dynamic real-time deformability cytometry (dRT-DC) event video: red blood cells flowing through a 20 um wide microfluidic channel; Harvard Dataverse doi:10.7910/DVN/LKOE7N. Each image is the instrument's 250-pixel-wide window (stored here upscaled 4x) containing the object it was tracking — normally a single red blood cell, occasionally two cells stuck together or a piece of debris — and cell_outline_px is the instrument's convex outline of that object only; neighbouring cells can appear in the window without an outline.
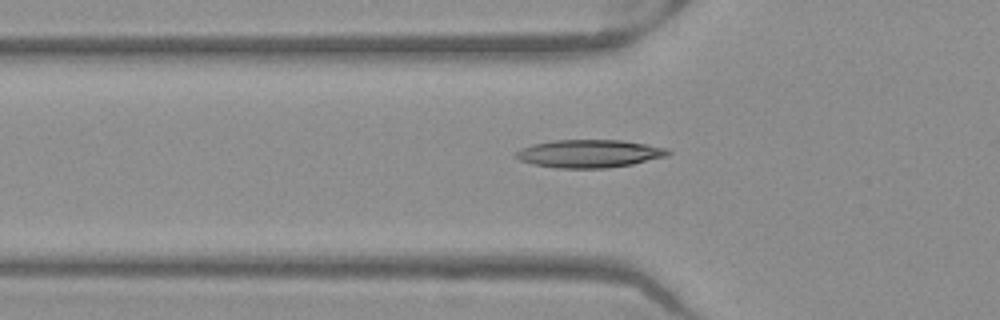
{"species": "Egyptian fruit bat (a non-hibernating species)", "species_latin": "Rousettus aegyptiacus", "temperature_condition": "warm", "stored_images_in_passage": 38, "camera_frame_rate_fps": 3000, "um_per_image_px": 0.085, "frame": {"image": 1, "passage_image": 10, "time_ms": 3.0, "image_size_px": [1000, 320], "cell_outline_px": [[672, 152], [668, 156], [632, 164], [608, 168], [556, 168], [532, 164], [520, 160], [516, 156], [516, 152], [520, 148], [532, 144], [556, 140], [620, 140], [648, 144], [668, 148]], "centroid_in_image_um": [50.12, 13.06], "position_along_channel_um": 75.7, "area_um2": 24.85}}
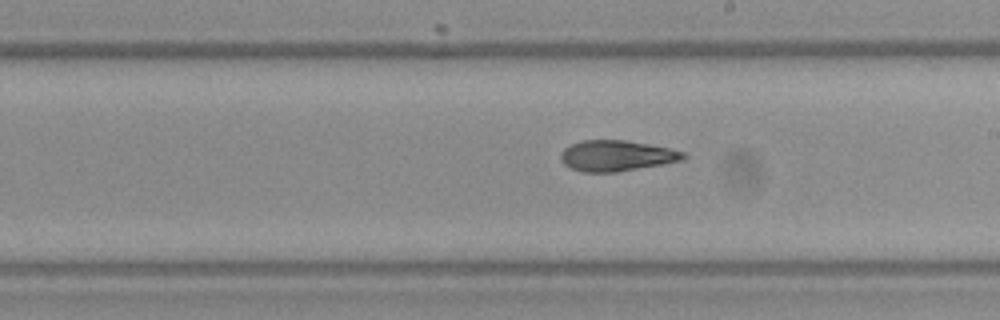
{"frame": {"image": 2, "passage_image": 22, "time_ms": 7.0, "image_size_px": [1000, 320], "cell_outline_px": [[688, 156], [684, 160], [664, 164], [616, 172], [580, 172], [568, 168], [560, 160], [560, 152], [564, 148], [580, 140], [624, 140], [648, 144], [668, 148], [684, 152]], "centroid_in_image_um": [52.38, 13.24], "position_along_channel_um": 236.6, "area_um2": 22.2}}
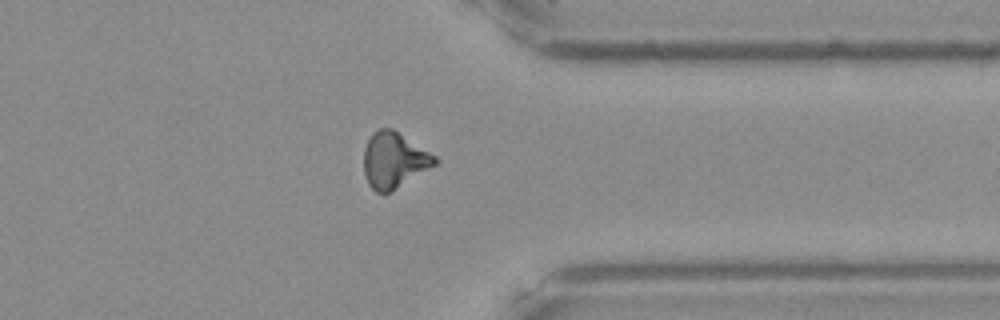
{"frame": {"image": 3, "passage_image": 33, "time_ms": 10.667, "image_size_px": [1000, 320], "cell_outline_px": [[440, 160], [436, 164], [388, 192], [376, 192], [368, 184], [364, 172], [364, 148], [372, 132], [380, 128], [392, 128], [436, 156]], "centroid_in_image_um": [33.47, 13.58], "position_along_channel_um": 377.9, "area_um2": 22.66}, "authors_computed_cell_mechanics": {"area_um2": 22.4553, "velocity_mm_per_s": 3.9929, "shape_relaxation_time_tau1_ms": null, "shape_relaxation_time_tau2_ms": 2.7693, "deformation_change_tau1": null, "deformation_change_tau2": 0.1071}}